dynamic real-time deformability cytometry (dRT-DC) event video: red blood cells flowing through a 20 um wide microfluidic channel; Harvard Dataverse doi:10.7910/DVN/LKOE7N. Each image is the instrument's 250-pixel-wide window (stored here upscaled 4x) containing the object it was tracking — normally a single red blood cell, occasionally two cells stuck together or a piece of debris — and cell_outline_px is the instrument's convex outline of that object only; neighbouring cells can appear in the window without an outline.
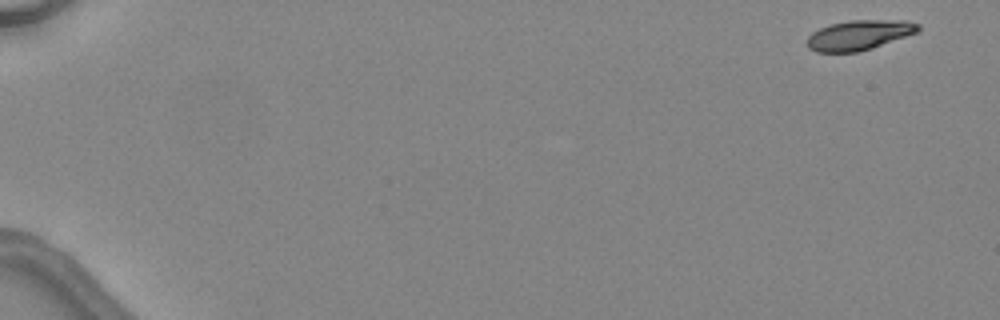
{"species": "common noctule bat (a hibernating species)", "species_latin": "Nyctalus noctula", "temperature_condition": "warm", "stored_images_in_passage": 5, "camera_frame_rate_fps": 3000, "um_per_image_px": 0.085, "animal": {"sex": "female", "body_mass_g": 24.6, "forearm_length_mm": 56.2}, "frame": {"image": 1, "passage_image": 1, "time_ms": 0.0, "image_size_px": [1000, 320], "cell_outline_px": [[920, 32], [860, 52], [816, 52], [808, 48], [808, 36], [812, 32], [820, 28], [832, 24], [848, 20], [904, 20], [920, 24]], "centroid_in_image_um": [73.07, 2.98], "position_along_channel_um": 11.9, "area_um2": 19.48}}
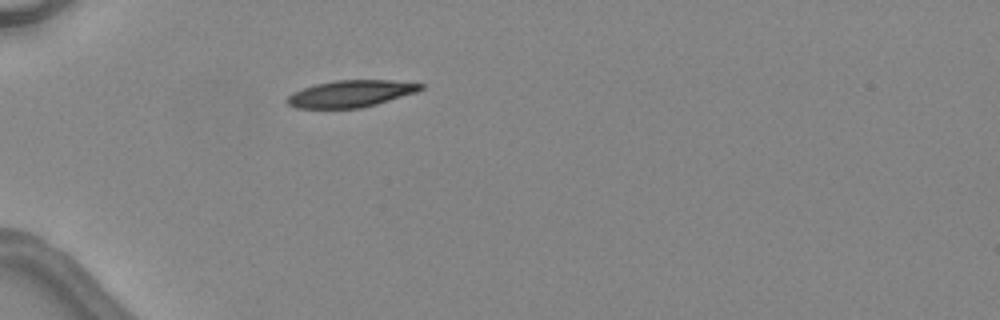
{"frame": {"image": 2, "passage_image": 5, "time_ms": 4.667, "image_size_px": [1000, 320], "cell_outline_px": [[424, 88], [416, 92], [376, 104], [360, 108], [296, 108], [288, 104], [284, 100], [292, 92], [316, 84], [336, 80], [392, 80], [424, 84]], "centroid_in_image_um": [29.8, 7.96], "position_along_channel_um": 55.2, "area_um2": 20.81}}